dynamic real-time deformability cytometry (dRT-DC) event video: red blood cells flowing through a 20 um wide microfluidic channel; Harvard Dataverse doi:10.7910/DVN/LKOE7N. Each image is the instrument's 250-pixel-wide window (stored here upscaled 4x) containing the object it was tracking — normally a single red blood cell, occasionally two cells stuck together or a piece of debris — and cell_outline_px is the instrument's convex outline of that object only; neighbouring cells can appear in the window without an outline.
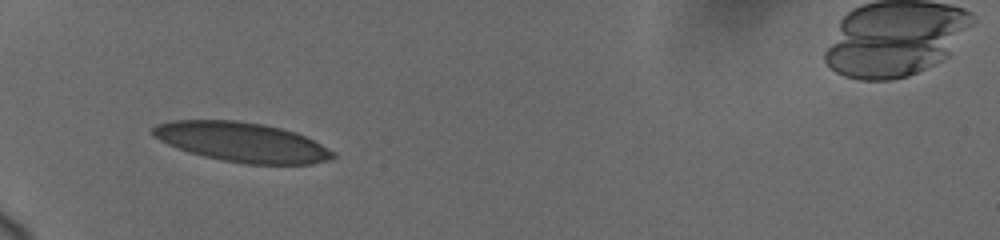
{"species": "human", "species_latin": "Homo sapiens", "temperature_condition": "cold", "stored_images_in_passage": 38, "camera_frame_rate_fps": 3000, "um_per_image_px": 0.085, "donor": {"sex": "female"}, "frame": {"image": 1, "passage_image": 1, "time_ms": 0.0, "image_size_px": [1000, 240], "cell_outline_px": [[336, 156], [328, 160], [312, 164], [244, 164], [204, 156], [188, 152], [168, 144], [152, 136], [152, 128], [156, 124], [172, 120], [236, 120], [264, 124], [296, 132], [336, 152]], "centroid_in_image_um": [20.55, 12.07], "position_along_channel_um": 64.4, "area_um2": 41.5}}
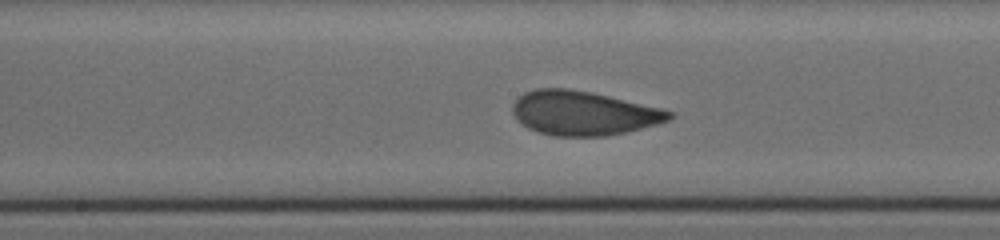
{"frame": {"image": 2, "passage_image": 16, "time_ms": 4.0, "image_size_px": [1000, 240], "cell_outline_px": [[676, 116], [668, 120], [656, 124], [608, 136], [556, 136], [540, 132], [528, 128], [512, 112], [512, 104], [524, 92], [536, 88], [568, 88], [592, 92], [660, 108], [676, 112]], "centroid_in_image_um": [49.6, 9.6], "position_along_channel_um": 198.6, "area_um2": 40.11}}
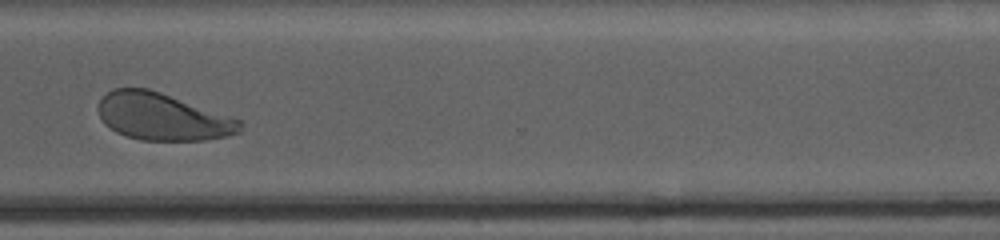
{"frame": {"image": 3, "passage_image": 32, "time_ms": 8.333, "image_size_px": [1000, 240], "cell_outline_px": [[244, 124], [240, 132], [228, 136], [204, 140], [140, 140], [116, 132], [104, 124], [100, 116], [100, 100], [112, 88], [148, 88], [160, 92], [240, 120]], "centroid_in_image_um": [13.82, 9.93], "position_along_channel_um": 356.8, "area_um2": 38.49}, "authors_computed_cell_mechanics": {"area_um2": 39.9398, "velocity_mm_per_s": 3.6628, "shape_relaxation_time_tau1_ms": 4.6342, "shape_relaxation_time_tau2_ms": 0.7518, "deformation_change_tau1": 0.1544, "deformation_change_tau2": 0.0735}}